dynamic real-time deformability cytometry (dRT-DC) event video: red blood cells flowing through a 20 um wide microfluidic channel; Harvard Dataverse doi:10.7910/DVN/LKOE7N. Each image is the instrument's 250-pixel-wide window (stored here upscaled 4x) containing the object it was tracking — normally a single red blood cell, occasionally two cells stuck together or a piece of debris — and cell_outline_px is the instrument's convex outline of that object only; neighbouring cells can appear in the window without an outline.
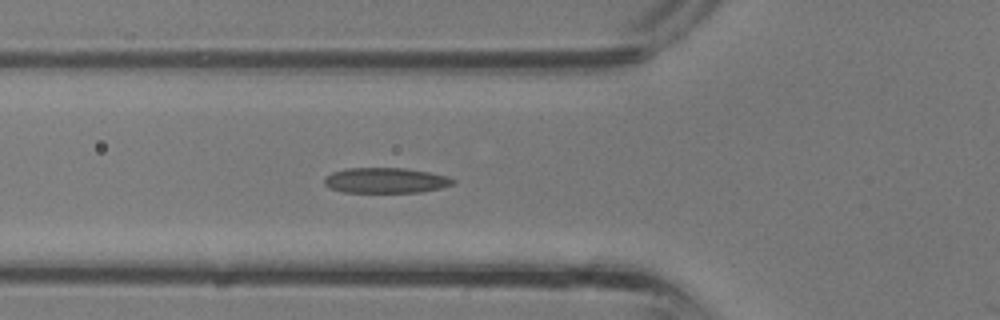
{"species": "common noctule bat (a hibernating species)", "species_latin": "Nyctalus noctula", "temperature_condition": "room temperature", "stored_images_in_passage": 13, "camera_frame_rate_fps": 3000, "um_per_image_px": 0.085, "animal": {"sex": "male", "body_mass_g": 13.3}, "frame": {"image": 1, "passage_image": 12, "time_ms": 3.667, "image_size_px": [1000, 320], "cell_outline_px": [[456, 180], [452, 184], [440, 188], [420, 192], [344, 192], [328, 188], [324, 184], [324, 180], [332, 172], [348, 168], [404, 168], [428, 172], [448, 176]], "centroid_in_image_um": [32.77, 15.33], "position_along_channel_um": 93.0, "area_um2": 18.9}}